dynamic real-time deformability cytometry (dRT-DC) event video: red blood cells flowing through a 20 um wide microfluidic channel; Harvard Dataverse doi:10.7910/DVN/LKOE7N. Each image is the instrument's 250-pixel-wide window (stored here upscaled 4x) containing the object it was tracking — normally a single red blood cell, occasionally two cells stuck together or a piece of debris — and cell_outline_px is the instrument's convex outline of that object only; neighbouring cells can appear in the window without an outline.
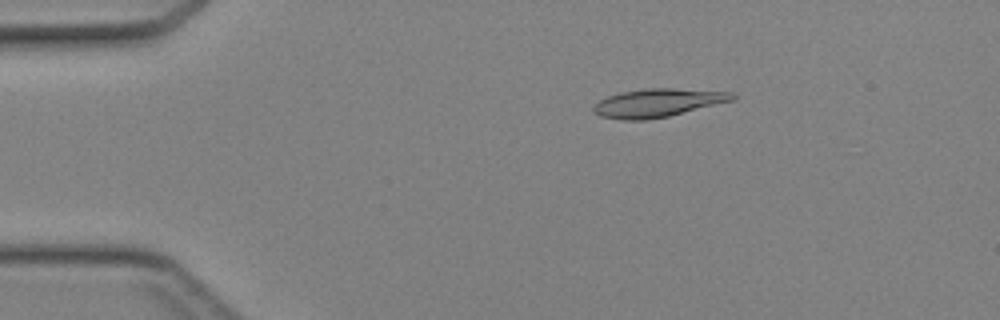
{"species": "Egyptian fruit bat (a non-hibernating species)", "species_latin": "Rousettus aegyptiacus", "temperature_condition": "cold", "stored_images_in_passage": 17, "camera_frame_rate_fps": 3000, "um_per_image_px": 0.085, "animal": {"sex": "female"}, "frame": {"image": 1, "passage_image": 8, "time_ms": 2.333, "image_size_px": [1000, 320], "cell_outline_px": [[736, 96], [732, 100], [668, 116], [644, 120], [624, 120], [600, 116], [592, 112], [592, 108], [600, 100], [608, 96], [620, 92], [644, 88], [672, 88], [732, 92]], "centroid_in_image_um": [55.85, 8.73], "position_along_channel_um": 29.1, "area_um2": 22.66}}
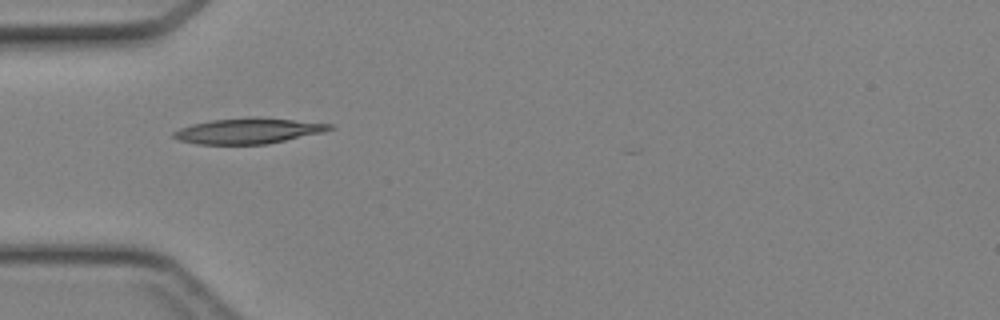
{"frame": {"image": 2, "passage_image": 14, "time_ms": 4.333, "image_size_px": [1000, 320], "cell_outline_px": [[332, 128], [324, 132], [268, 144], [196, 144], [180, 140], [172, 136], [172, 132], [180, 128], [192, 124], [212, 120], [292, 120], [332, 124]], "centroid_in_image_um": [21.06, 11.18], "position_along_channel_um": 63.9, "area_um2": 21.96}}